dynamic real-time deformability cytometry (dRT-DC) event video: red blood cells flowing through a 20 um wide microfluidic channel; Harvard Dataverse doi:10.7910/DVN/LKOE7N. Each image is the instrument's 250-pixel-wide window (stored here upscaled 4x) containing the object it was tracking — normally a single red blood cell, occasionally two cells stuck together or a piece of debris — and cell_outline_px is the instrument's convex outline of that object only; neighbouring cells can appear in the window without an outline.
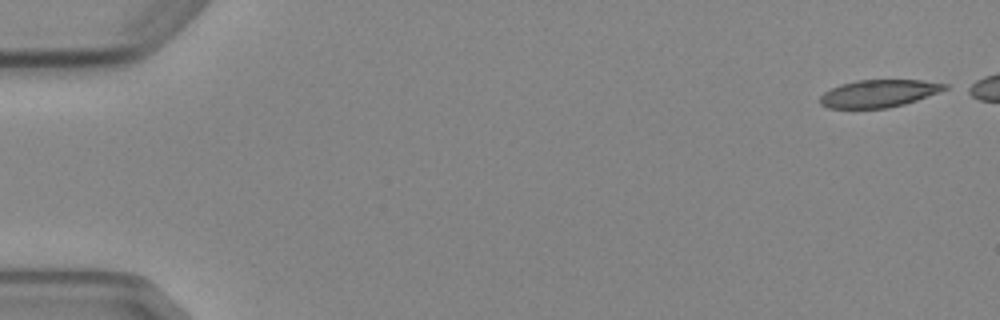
{"species": "Egyptian fruit bat (a non-hibernating species)", "species_latin": "Rousettus aegyptiacus", "temperature_condition": "cold", "stored_images_in_passage": 5, "camera_frame_rate_fps": 3000, "um_per_image_px": 0.085, "animal": {"sex": "female"}, "frame": {"image": 1, "passage_image": 1, "time_ms": 0.0, "image_size_px": [1000, 320], "cell_outline_px": [[948, 88], [916, 100], [904, 104], [888, 108], [828, 108], [820, 104], [820, 96], [824, 92], [840, 84], [856, 80], [920, 80], [948, 84]], "centroid_in_image_um": [74.66, 7.94], "position_along_channel_um": 10.3, "area_um2": 19.83}}